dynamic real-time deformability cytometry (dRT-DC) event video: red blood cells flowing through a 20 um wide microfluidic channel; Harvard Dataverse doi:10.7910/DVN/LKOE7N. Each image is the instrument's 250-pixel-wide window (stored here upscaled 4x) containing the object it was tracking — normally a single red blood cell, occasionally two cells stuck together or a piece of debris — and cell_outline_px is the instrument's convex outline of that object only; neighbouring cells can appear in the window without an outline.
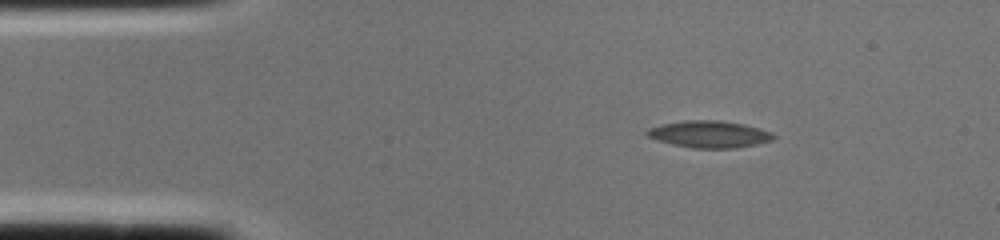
{"species": "common noctule bat (a hibernating species)", "species_latin": "Nyctalus noctula", "temperature_condition": "cold", "stored_images_in_passage": 1, "camera_frame_rate_fps": 3000, "um_per_image_px": 0.085, "animal": {"sex": "female", "body_mass_g": 22.0, "forearm_length_mm": 56.7}, "frame": {"image": 1, "passage_image": 1, "time_ms": 0.0, "image_size_px": [1000, 240], "cell_outline_px": [[776, 136], [772, 140], [756, 144], [736, 148], [696, 148], [672, 144], [648, 136], [644, 132], [648, 128], [664, 124], [684, 120], [720, 120], [744, 124], [760, 128], [772, 132]], "centroid_in_image_um": [60.33, 11.4], "position_along_channel_um": 24.7, "area_um2": 19.71}}